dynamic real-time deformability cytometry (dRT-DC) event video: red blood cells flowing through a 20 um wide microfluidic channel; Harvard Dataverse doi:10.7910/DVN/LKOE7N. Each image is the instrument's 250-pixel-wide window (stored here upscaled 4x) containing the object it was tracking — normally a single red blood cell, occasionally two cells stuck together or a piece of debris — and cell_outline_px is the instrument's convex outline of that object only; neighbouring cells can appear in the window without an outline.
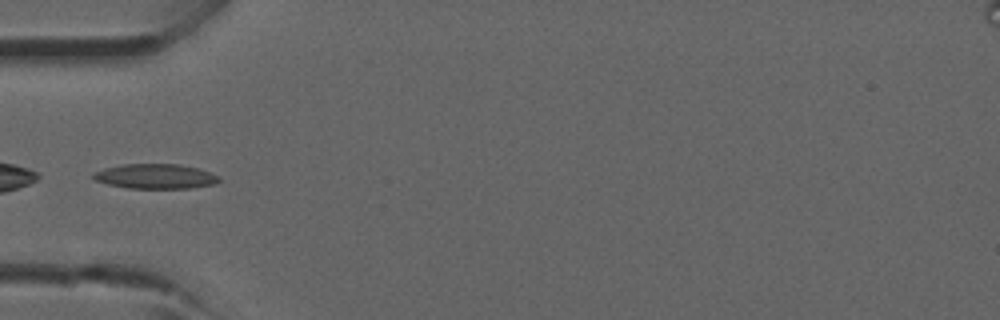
{"species": "common noctule bat (a hibernating species)", "species_latin": "Nyctalus noctula", "temperature_condition": "room temperature", "stored_images_in_passage": 4, "camera_frame_rate_fps": 3000, "um_per_image_px": 0.085, "animal": {"sex": "male", "forearm_length_mm": 52.5}, "frame": {"image": 1, "passage_image": 4, "time_ms": 3.667, "image_size_px": [1000, 320], "cell_outline_px": [[220, 180], [216, 184], [188, 188], [128, 188], [108, 184], [96, 180], [92, 176], [92, 172], [104, 168], [124, 164], [180, 164], [196, 168], [220, 176]], "centroid_in_image_um": [13.2, 14.98], "position_along_channel_um": 71.8, "area_um2": 18.09}}